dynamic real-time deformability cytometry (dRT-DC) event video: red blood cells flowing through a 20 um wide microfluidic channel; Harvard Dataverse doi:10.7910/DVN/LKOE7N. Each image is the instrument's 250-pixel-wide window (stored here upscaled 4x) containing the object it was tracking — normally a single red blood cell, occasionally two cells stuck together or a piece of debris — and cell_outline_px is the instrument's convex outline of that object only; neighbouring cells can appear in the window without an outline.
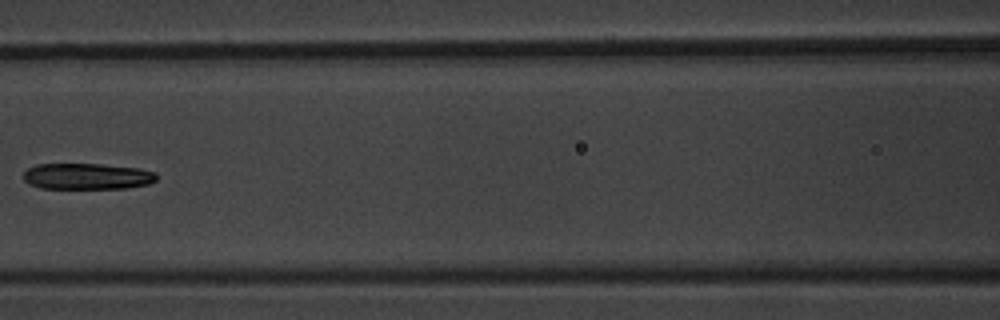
{"species": "common noctule bat (a hibernating species)", "species_latin": "Nyctalus noctula", "temperature_condition": "warm", "stored_images_in_passage": 8, "segment_of_instrument_passage": [1, 2], "camera_frame_rate_fps": 3000, "um_per_image_px": 0.085, "animal": {"sex": "male", "body_mass_g": 20.1, "forearm_length_mm": 53.5}, "frame": {"image": 1, "passage_image": 7, "time_ms": 8.0, "image_size_px": [1000, 320], "cell_outline_px": [[156, 180], [148, 184], [128, 188], [40, 188], [28, 184], [24, 180], [24, 172], [28, 168], [36, 164], [100, 164], [140, 168], [156, 172]], "centroid_in_image_um": [7.4, 14.98], "position_along_channel_um": 159.2, "area_um2": 20.35}}